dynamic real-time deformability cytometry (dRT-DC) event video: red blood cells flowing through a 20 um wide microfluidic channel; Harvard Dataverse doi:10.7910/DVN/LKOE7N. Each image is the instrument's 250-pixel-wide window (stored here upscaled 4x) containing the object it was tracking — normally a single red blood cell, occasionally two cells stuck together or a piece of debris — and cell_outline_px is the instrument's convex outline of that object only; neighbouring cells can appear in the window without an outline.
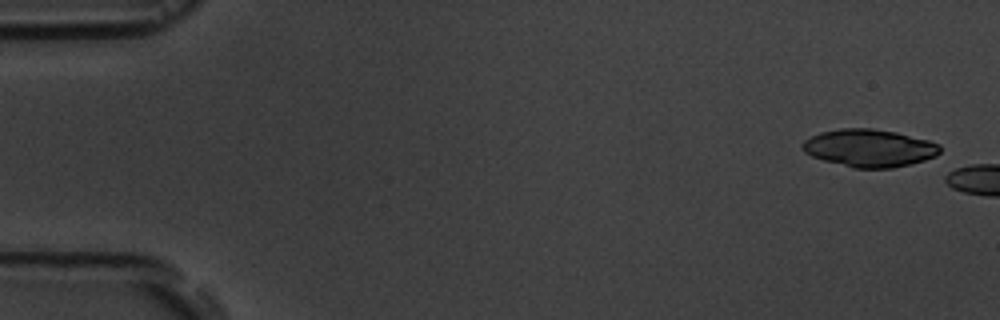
{"species": "common noctule bat (a hibernating species)", "species_latin": "Nyctalus noctula", "temperature_condition": "room temperature", "stored_images_in_passage": 2, "camera_frame_rate_fps": 3000, "um_per_image_px": 0.085, "animal": {"sex": "male", "body_mass_g": 19.5, "forearm_length_mm": 54.6}, "frame": {"image": 1, "passage_image": 1, "time_ms": 0.0, "image_size_px": [1000, 320], "cell_outline_px": [[940, 152], [936, 156], [924, 160], [892, 168], [852, 168], [824, 160], [812, 156], [804, 152], [800, 148], [800, 144], [808, 136], [820, 132], [840, 128], [872, 128], [896, 132], [928, 140], [940, 144]], "centroid_in_image_um": [73.84, 12.57], "position_along_channel_um": 11.2, "area_um2": 30.35}}